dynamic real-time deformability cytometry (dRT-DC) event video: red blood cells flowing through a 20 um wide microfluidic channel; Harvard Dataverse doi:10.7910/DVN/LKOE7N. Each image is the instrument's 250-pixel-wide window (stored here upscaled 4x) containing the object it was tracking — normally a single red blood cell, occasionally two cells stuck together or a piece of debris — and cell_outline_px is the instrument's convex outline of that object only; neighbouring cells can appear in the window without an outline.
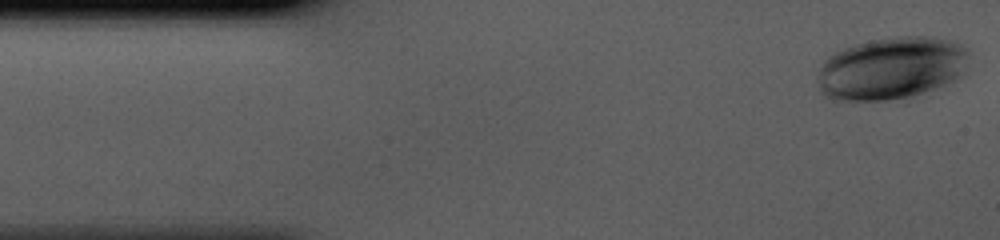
{"species": "human", "species_latin": "Homo sapiens", "temperature_condition": "cold", "stored_images_in_passage": 42, "camera_frame_rate_fps": 3000, "um_per_image_px": 0.085, "donor": {"sex": "male"}, "frame": {"image": 1, "passage_image": 1, "time_ms": 0.0, "image_size_px": [1000, 240], "cell_outline_px": [[968, 52], [964, 72], [956, 80], [924, 92], [912, 96], [888, 100], [832, 100], [824, 96], [820, 92], [820, 68], [824, 60], [828, 56], [844, 48], [856, 44], [876, 40], [900, 36], [928, 36], [948, 40], [960, 44], [968, 48]], "centroid_in_image_um": [75.79, 5.8], "position_along_channel_um": 9.2, "area_um2": 54.79}}
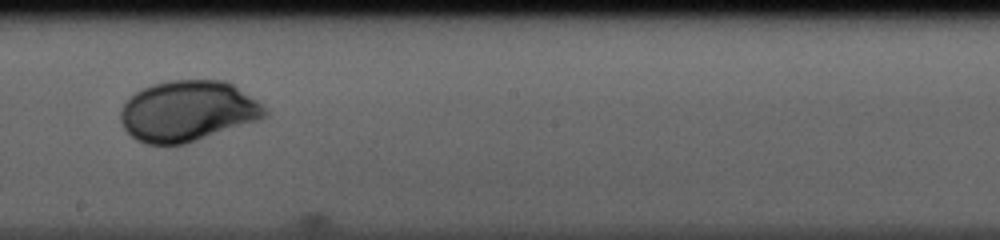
{"frame": {"image": 2, "passage_image": 23, "time_ms": 7.333, "image_size_px": [1000, 240], "cell_outline_px": [[268, 112], [264, 116], [256, 120], [184, 144], [144, 144], [136, 140], [124, 128], [120, 120], [120, 108], [136, 92], [152, 84], [168, 80], [224, 80], [232, 84], [256, 100]], "centroid_in_image_um": [15.9, 9.43], "position_along_channel_um": 232.3, "area_um2": 50.34}}
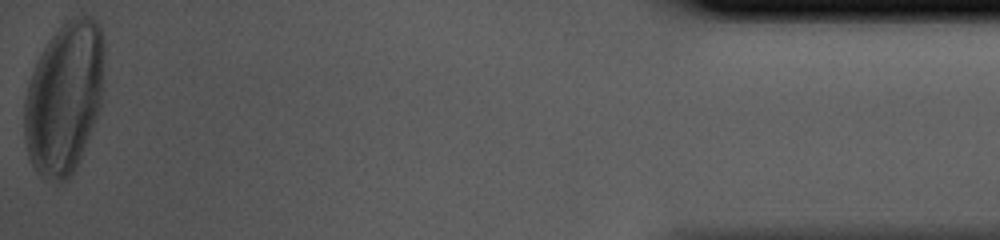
{"frame": {"image": 3, "passage_image": 42, "time_ms": 13.667, "image_size_px": [1000, 240], "cell_outline_px": [[104, 56], [100, 108], [80, 156], [72, 172], [64, 180], [56, 184], [40, 176], [36, 172], [28, 156], [24, 136], [24, 100], [28, 84], [32, 72], [48, 40], [68, 20], [76, 16], [92, 16], [100, 24], [104, 36]], "centroid_in_image_um": [5.46, 8.3], "position_along_channel_um": 429.7, "area_um2": 70.52}}